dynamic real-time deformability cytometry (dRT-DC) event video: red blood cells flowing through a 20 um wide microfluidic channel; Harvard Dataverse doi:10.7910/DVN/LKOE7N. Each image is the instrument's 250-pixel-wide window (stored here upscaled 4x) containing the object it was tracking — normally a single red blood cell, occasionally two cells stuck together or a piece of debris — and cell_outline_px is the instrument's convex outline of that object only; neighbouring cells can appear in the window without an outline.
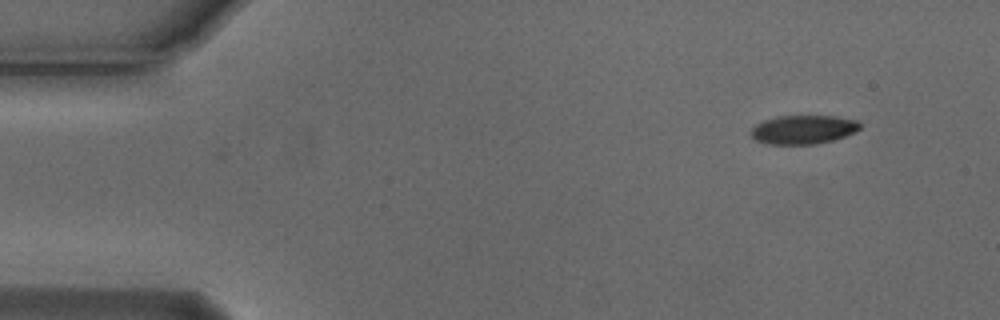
{"species": "Egyptian fruit bat (a non-hibernating species)", "species_latin": "Rousettus aegyptiacus", "temperature_condition": "cold", "stored_images_in_passage": 3, "camera_frame_rate_fps": 3000, "um_per_image_px": 0.085, "animal": {"sex": "male"}, "frame": {"image": 1, "passage_image": 1, "time_ms": 0.0, "image_size_px": [1000, 320], "cell_outline_px": [[860, 128], [844, 136], [832, 140], [816, 144], [768, 144], [756, 140], [752, 136], [752, 128], [756, 124], [764, 120], [776, 116], [836, 116], [856, 120], [860, 124]], "centroid_in_image_um": [68.26, 11.01], "position_along_channel_um": 16.7, "area_um2": 18.09}}